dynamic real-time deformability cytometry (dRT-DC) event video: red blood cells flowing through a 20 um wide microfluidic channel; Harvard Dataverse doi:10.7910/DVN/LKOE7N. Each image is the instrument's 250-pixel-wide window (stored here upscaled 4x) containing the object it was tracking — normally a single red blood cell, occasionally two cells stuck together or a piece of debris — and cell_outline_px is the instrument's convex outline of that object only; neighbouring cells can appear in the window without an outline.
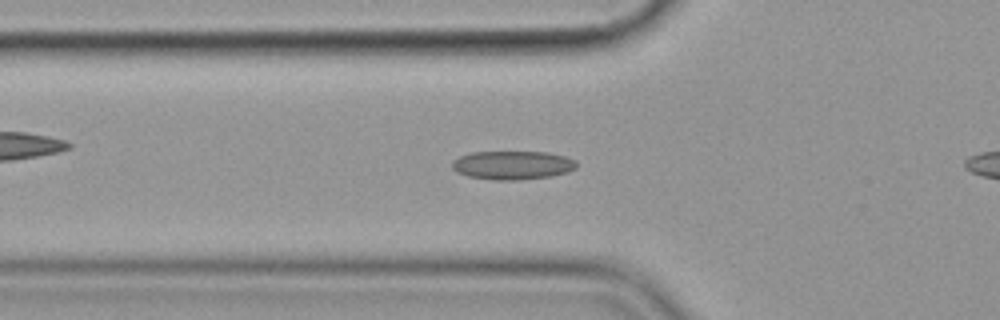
{"species": "common noctule bat (a hibernating species)", "species_latin": "Nyctalus noctula", "temperature_condition": "cold", "stored_images_in_passage": 46, "camera_frame_rate_fps": 3000, "um_per_image_px": 0.085, "animal": {"sex": "female", "body_mass_g": 19.9}, "frame": {"image": 1, "passage_image": 16, "time_ms": 5.0, "image_size_px": [1000, 320], "cell_outline_px": [[576, 168], [568, 172], [548, 176], [520, 180], [496, 180], [468, 176], [456, 172], [452, 168], [452, 160], [460, 156], [472, 152], [548, 152], [564, 156], [576, 160]], "centroid_in_image_um": [43.55, 14.03], "position_along_channel_um": 82.2, "area_um2": 20.75}}
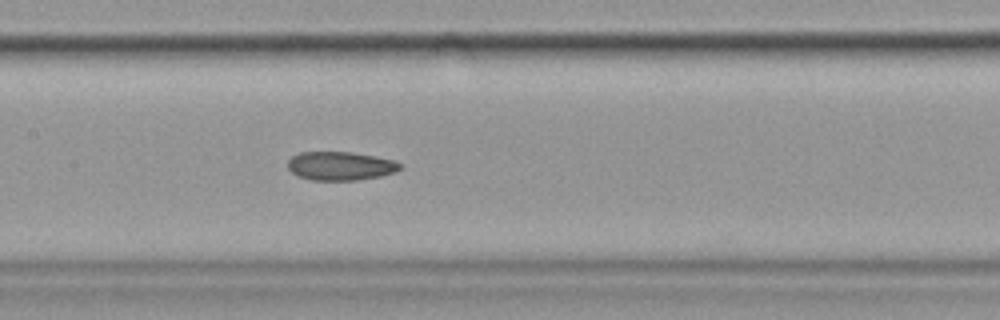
{"frame": {"image": 2, "passage_image": 24, "time_ms": 7.667, "image_size_px": [1000, 320], "cell_outline_px": [[400, 168], [396, 172], [380, 176], [356, 180], [312, 180], [296, 176], [288, 168], [288, 160], [292, 156], [300, 152], [352, 152], [392, 160], [400, 164]], "centroid_in_image_um": [28.89, 14.11], "position_along_channel_um": 178.5, "area_um2": 18.61}}
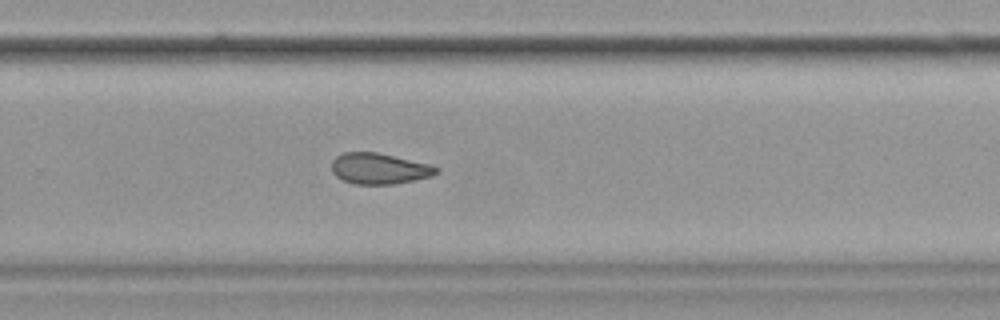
{"frame": {"image": 3, "passage_image": 34, "time_ms": 11.0, "image_size_px": [1000, 320], "cell_outline_px": [[440, 172], [432, 176], [416, 180], [392, 184], [352, 184], [336, 176], [332, 172], [332, 160], [336, 156], [344, 152], [376, 152], [428, 164], [440, 168]], "centroid_in_image_um": [32.23, 14.33], "position_along_channel_um": 297.6, "area_um2": 18.84}}